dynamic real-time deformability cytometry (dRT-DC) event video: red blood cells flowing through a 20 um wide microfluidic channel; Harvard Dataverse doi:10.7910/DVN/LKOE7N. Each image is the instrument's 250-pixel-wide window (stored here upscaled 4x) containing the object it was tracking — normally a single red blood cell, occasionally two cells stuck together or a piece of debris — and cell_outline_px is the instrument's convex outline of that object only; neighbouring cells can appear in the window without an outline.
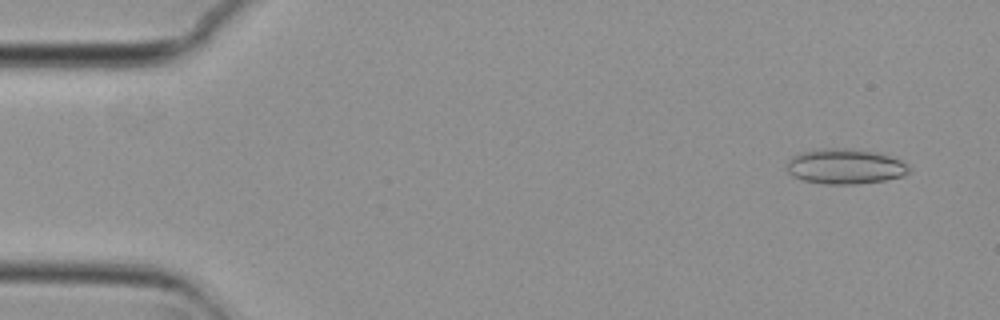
{"species": "common noctule bat (a hibernating species)", "species_latin": "Nyctalus noctula", "temperature_condition": "cold", "stored_images_in_passage": 55, "camera_frame_rate_fps": 3000, "um_per_image_px": 0.085, "animal": {"sex": "female", "body_mass_g": 29.2, "forearm_length_mm": 56.3}, "frame": {"image": 1, "passage_image": 4, "time_ms": 1.0, "image_size_px": [1000, 320], "cell_outline_px": [[908, 172], [904, 176], [884, 180], [856, 184], [824, 184], [804, 180], [792, 176], [788, 172], [788, 160], [792, 156], [800, 152], [824, 148], [836, 148], [876, 152], [900, 160], [908, 164]], "centroid_in_image_um": [71.81, 14.15], "position_along_channel_um": 13.2, "area_um2": 24.8}}
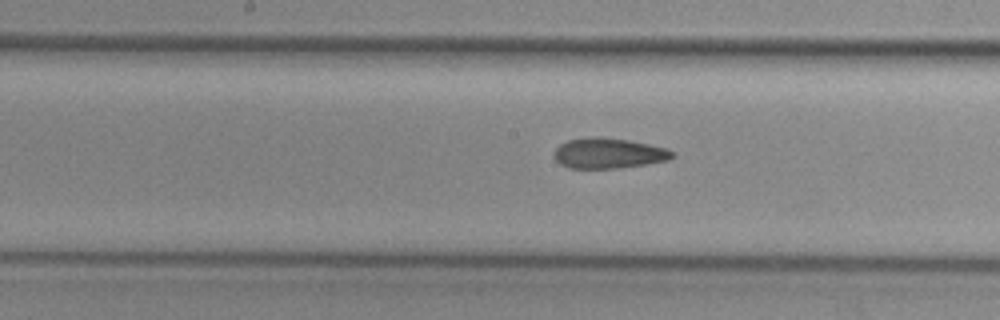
{"frame": {"image": 2, "passage_image": 28, "time_ms": 9.0, "image_size_px": [1000, 320], "cell_outline_px": [[676, 156], [668, 160], [644, 164], [616, 168], [568, 168], [560, 164], [556, 160], [556, 148], [560, 144], [568, 140], [596, 136], [600, 136], [628, 140], [668, 148]], "centroid_in_image_um": [51.74, 13.02], "position_along_channel_um": 196.5, "area_um2": 20.75}}
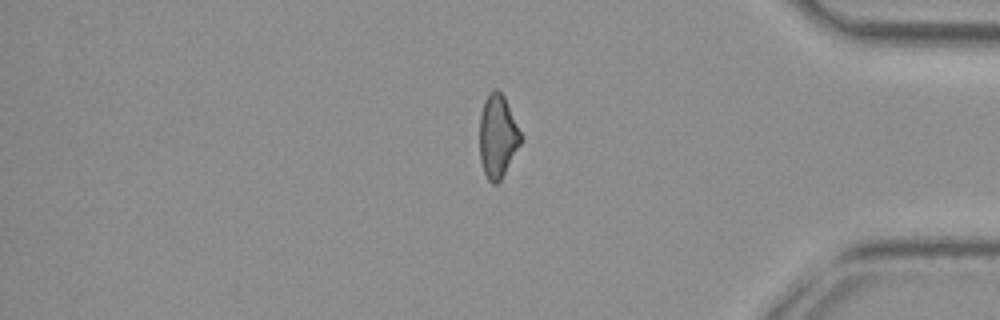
{"frame": {"image": 3, "passage_image": 46, "time_ms": 15.0, "image_size_px": [1000, 320], "cell_outline_px": [[520, 144], [500, 180], [496, 184], [492, 184], [488, 180], [484, 172], [480, 160], [480, 112], [484, 100], [488, 92], [492, 88], [496, 88], [504, 96], [520, 132]], "centroid_in_image_um": [42.26, 11.55], "position_along_channel_um": 392.9, "area_um2": 19.65}, "authors_computed_cell_mechanics": {"area_um2": 21.2704, "velocity_mm_per_s": 3.7491, "shape_relaxation_time_tau1_ms": null, "shape_relaxation_time_tau2_ms": 2.9951, "deformation_change_tau1": null, "deformation_change_tau2": 0.0957}}